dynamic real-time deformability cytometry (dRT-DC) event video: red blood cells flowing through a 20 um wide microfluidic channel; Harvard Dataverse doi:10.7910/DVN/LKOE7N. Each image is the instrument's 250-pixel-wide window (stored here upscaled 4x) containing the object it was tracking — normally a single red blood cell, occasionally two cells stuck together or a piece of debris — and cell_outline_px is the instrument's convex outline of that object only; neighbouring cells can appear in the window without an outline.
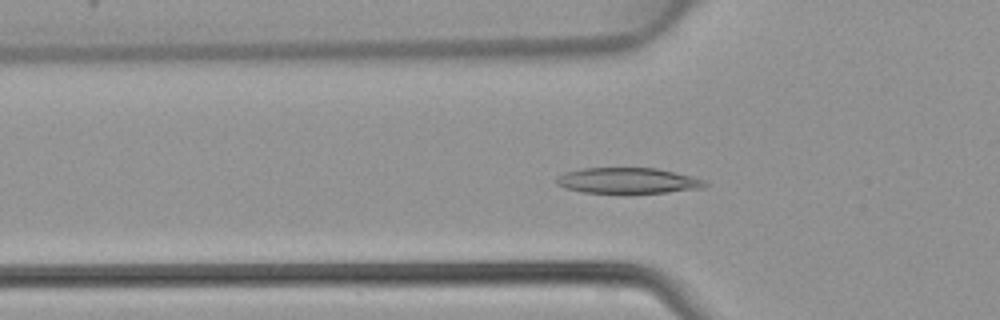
{"species": "common noctule bat (a hibernating species)", "species_latin": "Nyctalus noctula", "temperature_condition": "warm", "stored_images_in_passage": 46, "camera_frame_rate_fps": 3000, "um_per_image_px": 0.085, "animal": {"sex": "female", "body_mass_g": 22.7, "forearm_length_mm": 54.2}, "frame": {"image": 1, "passage_image": 15, "time_ms": 4.667, "image_size_px": [1000, 320], "cell_outline_px": [[708, 184], [704, 188], [668, 192], [584, 192], [564, 188], [556, 184], [556, 176], [564, 172], [580, 168], [656, 168], [692, 176], [704, 180]], "centroid_in_image_um": [53.34, 15.34], "position_along_channel_um": 72.5, "area_um2": 22.14}}
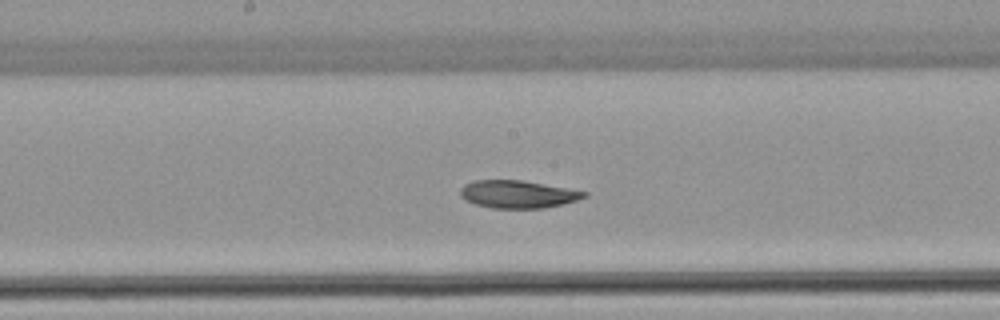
{"frame": {"image": 2, "passage_image": 24, "time_ms": 7.667, "image_size_px": [1000, 320], "cell_outline_px": [[588, 196], [564, 204], [544, 208], [492, 208], [476, 204], [464, 200], [460, 196], [460, 188], [464, 184], [472, 180], [524, 180], [568, 188], [588, 192]], "centroid_in_image_um": [44.0, 16.5], "position_along_channel_um": 204.2, "area_um2": 20.17}}
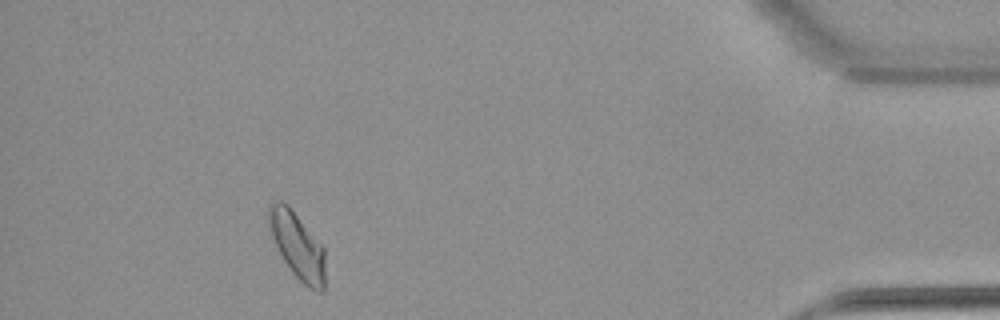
{"frame": {"image": 3, "passage_image": 42, "time_ms": 13.667, "image_size_px": [1000, 320], "cell_outline_px": [[324, 292], [320, 292], [304, 284], [292, 272], [284, 260], [272, 236], [268, 216], [268, 204], [272, 200], [280, 200], [288, 204], [324, 244]], "centroid_in_image_um": [25.29, 20.8], "position_along_channel_um": 409.9, "area_um2": 21.91}}